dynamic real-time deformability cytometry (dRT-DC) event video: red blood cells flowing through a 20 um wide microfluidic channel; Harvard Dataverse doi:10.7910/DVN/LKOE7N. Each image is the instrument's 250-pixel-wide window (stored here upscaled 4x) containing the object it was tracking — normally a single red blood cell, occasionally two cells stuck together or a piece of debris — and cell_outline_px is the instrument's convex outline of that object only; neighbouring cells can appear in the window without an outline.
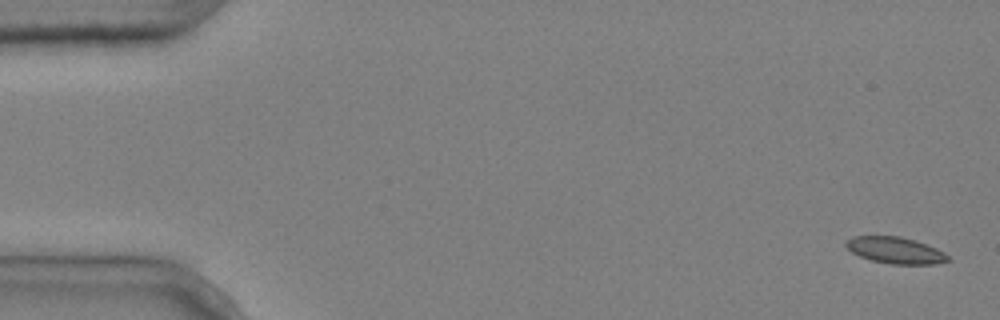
{"species": "common noctule bat (a hibernating species)", "species_latin": "Nyctalus noctula", "temperature_condition": "cold", "stored_images_in_passage": 5, "camera_frame_rate_fps": 3000, "um_per_image_px": 0.085, "animal": {"sex": "male", "body_mass_g": 20.4}, "frame": {"image": 1, "passage_image": 1, "time_ms": 0.0, "image_size_px": [1000, 320], "cell_outline_px": [[952, 260], [936, 264], [892, 264], [872, 260], [860, 256], [852, 252], [844, 244], [852, 236], [900, 236], [916, 240], [936, 248], [944, 252]], "centroid_in_image_um": [76.14, 21.27], "position_along_channel_um": 8.9, "area_um2": 15.72}}
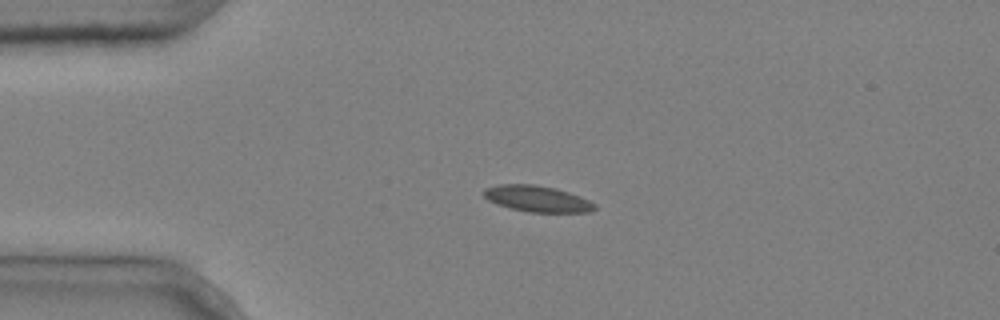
{"frame": {"image": 2, "passage_image": 4, "time_ms": 1.0, "image_size_px": [1000, 320], "cell_outline_px": [[596, 208], [588, 212], [528, 212], [496, 204], [488, 200], [484, 196], [484, 188], [500, 184], [536, 184], [556, 188], [580, 196], [596, 204]], "centroid_in_image_um": [45.66, 16.88], "position_along_channel_um": 39.3, "area_um2": 16.88}}